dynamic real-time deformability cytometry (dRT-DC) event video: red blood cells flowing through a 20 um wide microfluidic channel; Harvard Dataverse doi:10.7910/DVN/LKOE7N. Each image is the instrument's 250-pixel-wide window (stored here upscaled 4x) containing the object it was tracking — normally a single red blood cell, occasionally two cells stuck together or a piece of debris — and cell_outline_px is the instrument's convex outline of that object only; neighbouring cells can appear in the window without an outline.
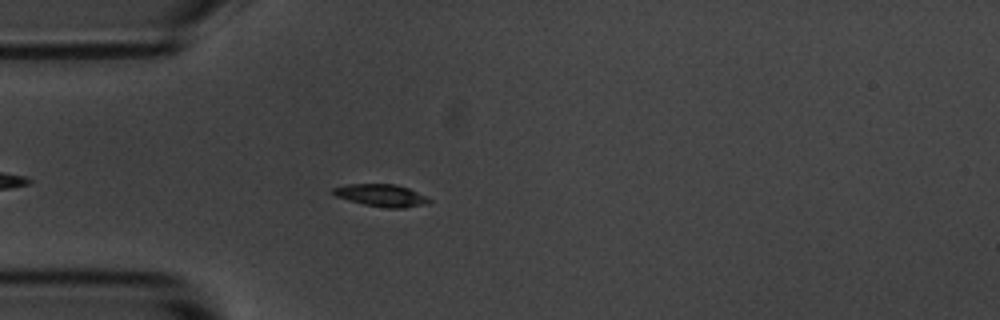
{"species": "common noctule bat (a hibernating species)", "species_latin": "Nyctalus noctula", "temperature_condition": "room temperature", "stored_images_in_passage": 5, "camera_frame_rate_fps": 3000, "um_per_image_px": 0.085, "animal": {"sex": "male", "body_mass_g": 20.1, "forearm_length_mm": 53.5}, "frame": {"image": 1, "passage_image": 5, "time_ms": 1.333, "image_size_px": [1000, 320], "cell_outline_px": [[432, 200], [428, 204], [404, 208], [388, 208], [364, 204], [348, 200], [336, 196], [332, 192], [332, 188], [348, 184], [396, 184], [408, 188]], "centroid_in_image_um": [32.41, 16.61], "position_along_channel_um": 52.6, "area_um2": 12.37}}